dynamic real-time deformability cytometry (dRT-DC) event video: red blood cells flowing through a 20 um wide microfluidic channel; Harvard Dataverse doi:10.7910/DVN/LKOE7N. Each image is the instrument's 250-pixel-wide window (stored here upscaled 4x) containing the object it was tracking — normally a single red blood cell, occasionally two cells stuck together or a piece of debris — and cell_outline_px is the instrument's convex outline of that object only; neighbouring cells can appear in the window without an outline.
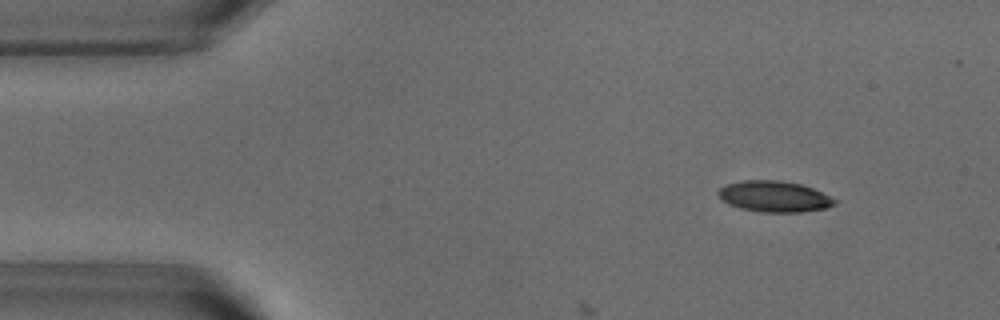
{"species": "common noctule bat (a hibernating species)", "species_latin": "Nyctalus noctula", "temperature_condition": "warm", "stored_images_in_passage": 10, "camera_frame_rate_fps": 3000, "um_per_image_px": 0.085, "animal": {"sex": "male", "body_mass_g": 18.8}, "frame": {"image": 1, "passage_image": 5, "time_ms": 1.333, "image_size_px": [1000, 320], "cell_outline_px": [[836, 204], [828, 208], [800, 212], [764, 212], [740, 208], [728, 204], [716, 192], [724, 184], [744, 180], [780, 180], [800, 184], [812, 188], [836, 200]], "centroid_in_image_um": [65.79, 16.7], "position_along_channel_um": 19.2, "area_um2": 20.92}}